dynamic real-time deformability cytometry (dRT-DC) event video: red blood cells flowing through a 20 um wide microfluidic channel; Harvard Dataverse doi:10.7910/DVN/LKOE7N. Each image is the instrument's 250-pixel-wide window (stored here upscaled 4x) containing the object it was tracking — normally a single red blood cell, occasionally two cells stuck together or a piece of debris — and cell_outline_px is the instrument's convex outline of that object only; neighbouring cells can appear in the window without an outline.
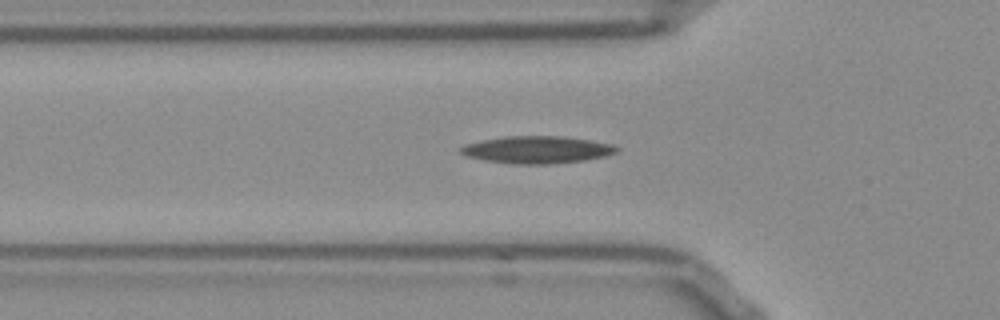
{"species": "Egyptian fruit bat (a non-hibernating species)", "species_latin": "Rousettus aegyptiacus", "temperature_condition": "room temperature", "stored_images_in_passage": 38, "camera_frame_rate_fps": 3000, "um_per_image_px": 0.085, "frame": {"image": 1, "passage_image": 7, "time_ms": 2.0, "image_size_px": [1000, 320], "cell_outline_px": [[620, 148], [616, 152], [604, 156], [584, 160], [548, 164], [520, 164], [484, 160], [468, 156], [460, 152], [460, 148], [464, 144], [504, 136], [564, 136], [612, 144]], "centroid_in_image_um": [45.65, 12.72], "position_along_channel_um": 80.1, "area_um2": 24.51}}
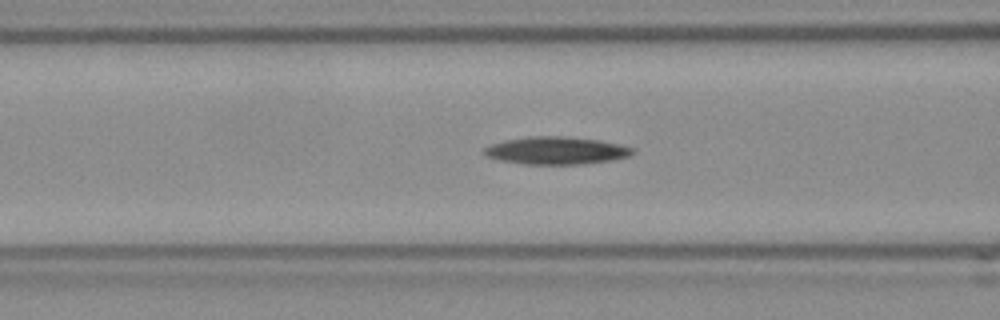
{"frame": {"image": 2, "passage_image": 10, "time_ms": 3.0, "image_size_px": [1000, 320], "cell_outline_px": [[636, 152], [628, 156], [612, 160], [584, 164], [524, 164], [500, 160], [488, 156], [484, 152], [484, 148], [492, 144], [504, 140], [532, 136], [564, 136], [596, 140], [620, 144], [636, 148]], "centroid_in_image_um": [47.33, 12.8], "position_along_channel_um": 119.3, "area_um2": 23.76}}
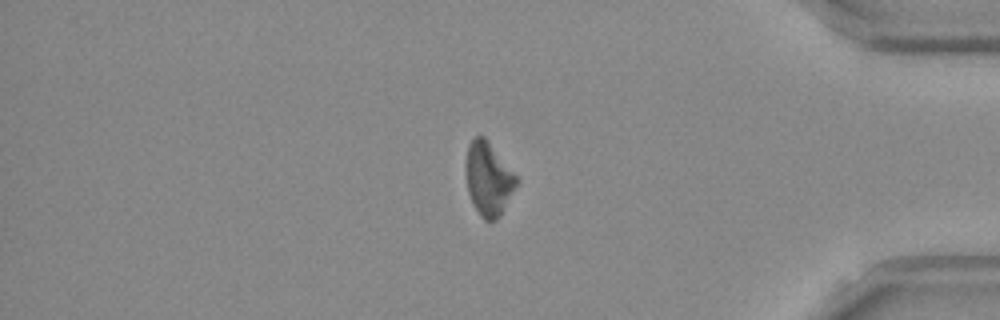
{"frame": {"image": 3, "passage_image": 34, "time_ms": 11.0, "image_size_px": [1000, 320], "cell_outline_px": [[520, 180], [516, 188], [500, 216], [496, 220], [484, 220], [480, 216], [468, 192], [468, 144], [476, 136], [484, 136]], "centroid_in_image_um": [41.57, 15.24], "position_along_channel_um": 393.6, "area_um2": 20.98}}